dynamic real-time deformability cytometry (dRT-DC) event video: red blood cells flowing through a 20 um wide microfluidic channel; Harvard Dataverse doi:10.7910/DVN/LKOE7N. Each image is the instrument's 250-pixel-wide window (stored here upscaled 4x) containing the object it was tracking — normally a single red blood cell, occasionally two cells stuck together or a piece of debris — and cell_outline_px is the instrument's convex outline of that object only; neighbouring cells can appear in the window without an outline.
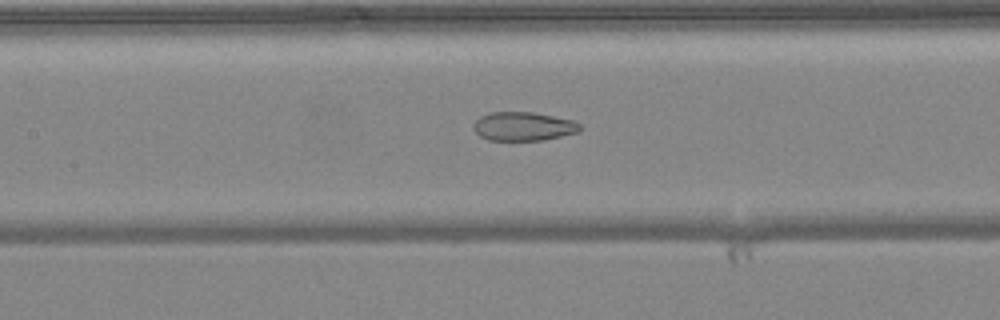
{"species": "common noctule bat (a hibernating species)", "species_latin": "Nyctalus noctula", "temperature_condition": "warm", "stored_images_in_passage": 39, "camera_frame_rate_fps": 3000, "um_per_image_px": 0.085, "animal": {"sex": "female", "body_mass_g": 24.6, "forearm_length_mm": 56.2}, "frame": {"image": 1, "passage_image": 12, "time_ms": 3.667, "image_size_px": [1000, 320], "cell_outline_px": [[584, 128], [580, 132], [544, 140], [488, 140], [480, 136], [472, 128], [472, 124], [480, 116], [488, 112], [532, 112], [572, 120], [580, 124]], "centroid_in_image_um": [44.49, 10.74], "position_along_channel_um": 162.9, "area_um2": 18.03}}
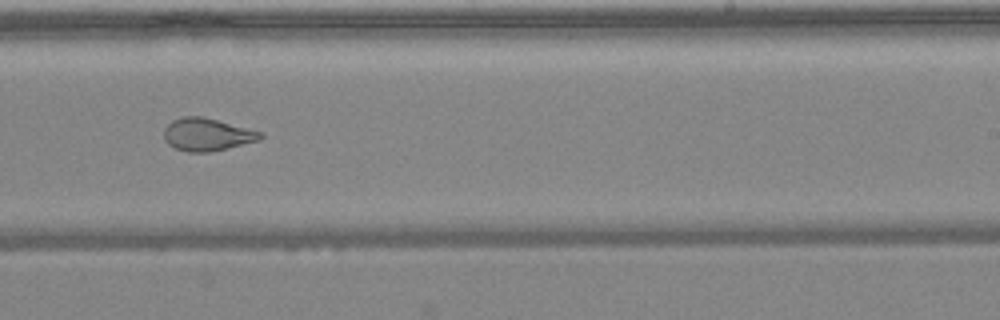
{"frame": {"image": 2, "passage_image": 20, "time_ms": 6.333, "image_size_px": [1000, 320], "cell_outline_px": [[264, 136], [260, 140], [228, 148], [208, 152], [188, 152], [176, 148], [168, 144], [164, 140], [164, 128], [172, 120], [184, 116], [200, 116], [264, 132]], "centroid_in_image_um": [17.61, 11.44], "position_along_channel_um": 271.4, "area_um2": 18.32}}
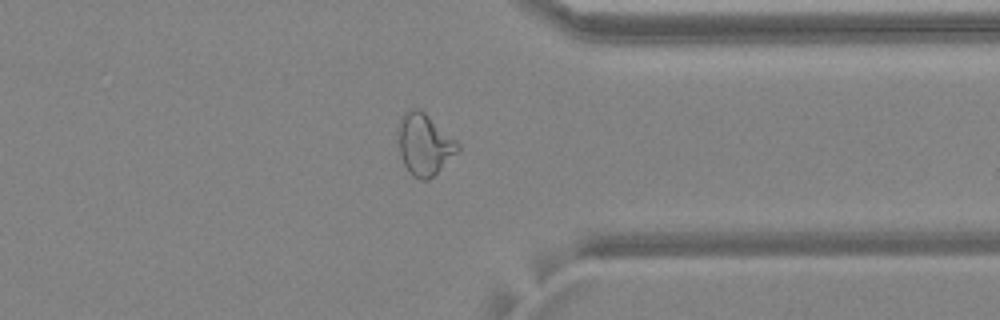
{"frame": {"image": 3, "passage_image": 28, "time_ms": 9.0, "image_size_px": [1000, 320], "cell_outline_px": [[460, 148], [428, 180], [420, 180], [412, 176], [404, 164], [400, 156], [396, 136], [400, 120], [404, 112], [412, 108], [420, 108], [456, 140], [460, 144]], "centroid_in_image_um": [36.02, 12.25], "position_along_channel_um": 375.4, "area_um2": 21.27}, "authors_computed_cell_mechanics": {"area_um2": 20.2878, "velocity_mm_per_s": 4.0892, "shape_relaxation_time_tau1_ms": null, "shape_relaxation_time_tau2_ms": 1.4775, "deformation_change_tau1": null, "deformation_change_tau2": 0.0774}}